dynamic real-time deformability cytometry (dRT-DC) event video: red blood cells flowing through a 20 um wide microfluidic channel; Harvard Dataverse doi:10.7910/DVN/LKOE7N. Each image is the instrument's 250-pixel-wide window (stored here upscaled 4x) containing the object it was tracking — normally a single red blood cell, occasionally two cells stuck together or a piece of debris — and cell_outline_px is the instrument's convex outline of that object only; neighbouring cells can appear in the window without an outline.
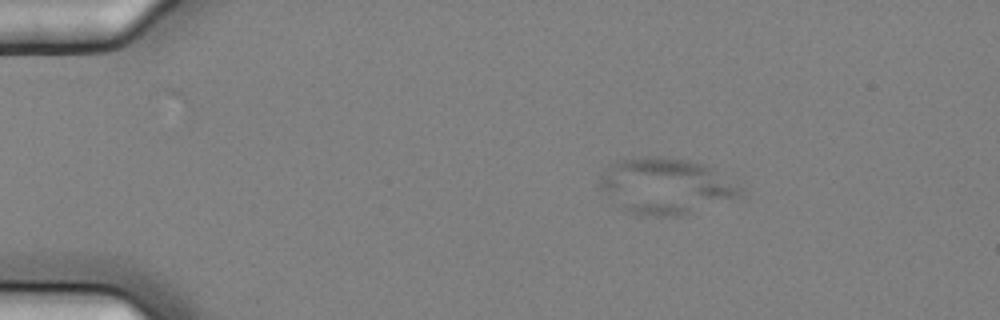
{"species": "common noctule bat (a hibernating species)", "species_latin": "Nyctalus noctula", "temperature_condition": "cold", "stored_images_in_passage": 6, "camera_frame_rate_fps": 3000, "um_per_image_px": 0.085, "animal": {"sex": "female", "body_mass_g": 25.1}, "frame": {"image": 1, "passage_image": 3, "time_ms": 0.667, "image_size_px": [1000, 320], "cell_outline_px": [[740, 192], [736, 196], [684, 216], [644, 216], [620, 208], [612, 204], [596, 184], [600, 176], [608, 164], [620, 160], [640, 156], [664, 156], [688, 160], [704, 164], [716, 168], [740, 188]], "centroid_in_image_um": [56.47, 15.8], "position_along_channel_um": 28.5, "area_um2": 46.18}}